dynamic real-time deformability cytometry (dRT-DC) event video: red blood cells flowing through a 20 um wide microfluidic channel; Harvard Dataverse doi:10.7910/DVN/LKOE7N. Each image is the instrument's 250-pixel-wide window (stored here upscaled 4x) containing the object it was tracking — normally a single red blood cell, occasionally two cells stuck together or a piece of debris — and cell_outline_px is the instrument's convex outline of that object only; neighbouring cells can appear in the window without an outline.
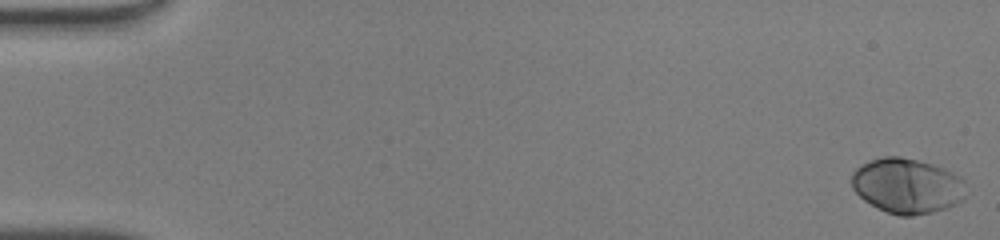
{"species": "human", "species_latin": "Homo sapiens", "temperature_condition": "warm", "stored_images_in_passage": 49, "camera_frame_rate_fps": 3000, "um_per_image_px": 0.085, "donor": {"sex": "male"}, "frame": {"image": 1, "passage_image": 1, "time_ms": 0.0, "image_size_px": [1000, 240], "cell_outline_px": [[964, 200], [948, 208], [932, 212], [912, 216], [900, 216], [876, 208], [864, 200], [852, 188], [852, 172], [856, 168], [872, 160], [884, 156], [900, 156], [932, 164], [944, 168], [960, 176], [964, 180]], "centroid_in_image_um": [77.11, 15.81], "position_along_channel_um": 7.9, "area_um2": 36.76}}
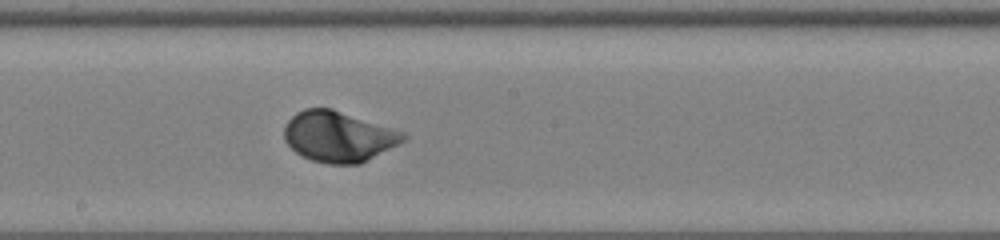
{"frame": {"image": 2, "passage_image": 28, "time_ms": 9.0, "image_size_px": [1000, 240], "cell_outline_px": [[408, 136], [404, 140], [368, 160], [360, 164], [328, 164], [312, 160], [296, 152], [284, 140], [284, 124], [296, 112], [304, 108], [332, 108], [404, 132]], "centroid_in_image_um": [28.74, 11.6], "position_along_channel_um": 219.5, "area_um2": 34.97}}
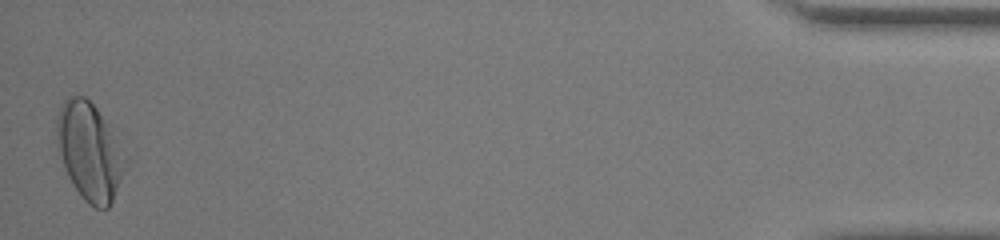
{"frame": {"image": 3, "passage_image": 49, "time_ms": 16.0, "image_size_px": [1000, 240], "cell_outline_px": [[128, 164], [112, 200], [108, 208], [96, 208], [88, 204], [80, 196], [68, 176], [64, 168], [56, 136], [56, 116], [60, 104], [68, 96], [84, 96], [96, 108], [128, 156]], "centroid_in_image_um": [7.61, 12.88], "position_along_channel_um": 427.6, "area_um2": 38.9}, "authors_computed_cell_mechanics": {"area_um2": 34.3332, "velocity_mm_per_s": 4.2311, "shape_relaxation_time_tau1_ms": 2.3796, "shape_relaxation_time_tau2_ms": null, "deformation_change_tau1": 0.1575, "deformation_change_tau2": null}}